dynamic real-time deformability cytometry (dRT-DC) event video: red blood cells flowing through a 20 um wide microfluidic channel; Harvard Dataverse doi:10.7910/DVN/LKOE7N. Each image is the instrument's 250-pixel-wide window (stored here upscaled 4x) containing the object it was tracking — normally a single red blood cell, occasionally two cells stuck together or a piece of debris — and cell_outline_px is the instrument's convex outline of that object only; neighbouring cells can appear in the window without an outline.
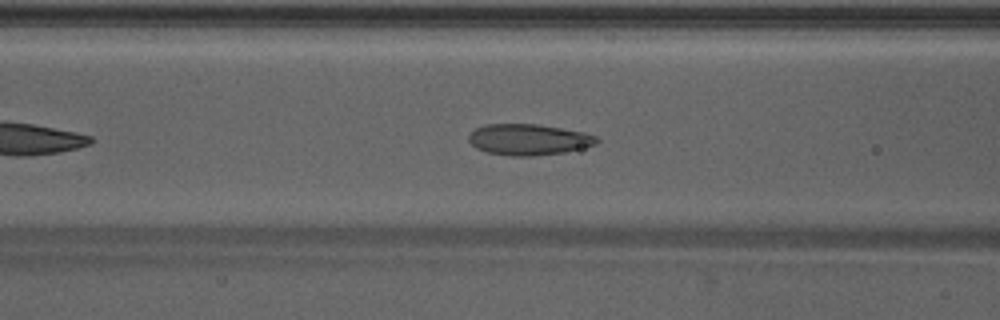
{"species": "Egyptian fruit bat (a non-hibernating species)", "species_latin": "Rousettus aegyptiacus", "temperature_condition": "warm", "stored_images_in_passage": 35, "camera_frame_rate_fps": 3000, "um_per_image_px": 0.085, "animal": {"sex": "male"}, "frame": {"image": 1, "passage_image": 9, "time_ms": 2.667, "image_size_px": [1000, 320], "cell_outline_px": [[600, 140], [596, 144], [564, 152], [532, 156], [508, 156], [488, 152], [476, 148], [468, 140], [468, 136], [476, 128], [484, 124], [536, 124], [584, 132], [596, 136]], "centroid_in_image_um": [44.91, 11.86], "position_along_channel_um": 121.7, "area_um2": 23.06}}
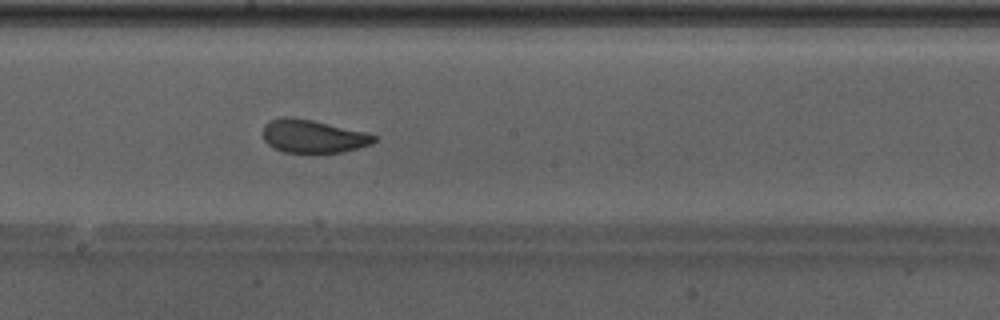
{"frame": {"image": 2, "passage_image": 16, "time_ms": 5.0, "image_size_px": [1000, 320], "cell_outline_px": [[376, 140], [372, 144], [344, 152], [316, 156], [308, 156], [284, 152], [268, 144], [264, 140], [264, 124], [280, 116], [292, 116], [312, 120], [368, 132], [376, 136]], "centroid_in_image_um": [26.63, 11.63], "position_along_channel_um": 221.6, "area_um2": 22.43}}
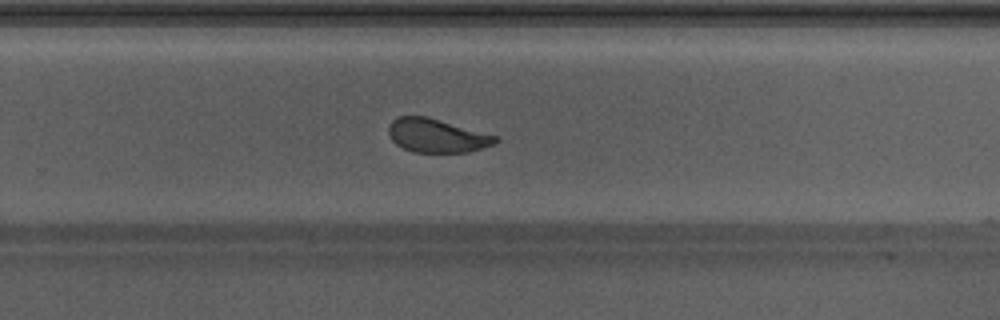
{"frame": {"image": 3, "passage_image": 21, "time_ms": 6.667, "image_size_px": [1000, 320], "cell_outline_px": [[500, 140], [492, 144], [468, 152], [412, 152], [396, 144], [388, 136], [388, 124], [392, 120], [400, 116], [428, 116], [496, 136]], "centroid_in_image_um": [37.07, 11.52], "position_along_channel_um": 292.7, "area_um2": 20.87}, "authors_computed_cell_mechanics": {"area_um2": 22.253, "velocity_mm_per_s": 4.2849, "shape_relaxation_time_tau1_ms": 6.7613, "shape_relaxation_time_tau2_ms": 0.7809, "deformation_change_tau1": 0.1858, "deformation_change_tau2": 0.0715}}